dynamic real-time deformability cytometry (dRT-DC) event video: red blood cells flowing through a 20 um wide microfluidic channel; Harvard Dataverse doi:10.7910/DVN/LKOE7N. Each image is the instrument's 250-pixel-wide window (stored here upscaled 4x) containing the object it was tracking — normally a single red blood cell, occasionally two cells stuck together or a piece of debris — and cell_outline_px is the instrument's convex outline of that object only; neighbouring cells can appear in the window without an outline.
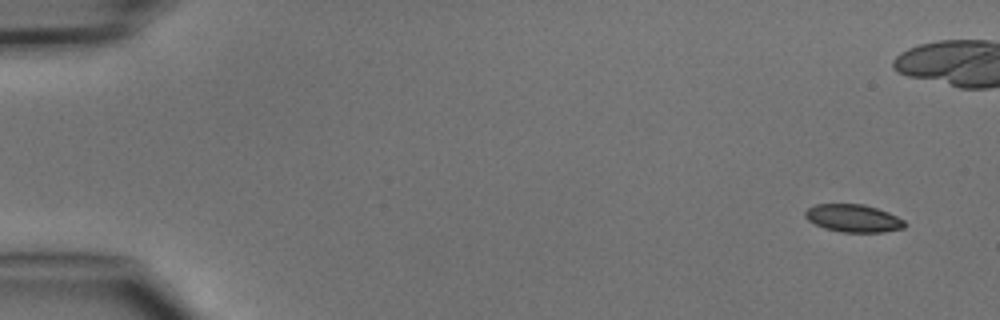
{"species": "common noctule bat (a hibernating species)", "species_latin": "Nyctalus noctula", "temperature_condition": "cold", "stored_images_in_passage": 7, "camera_frame_rate_fps": 3000, "um_per_image_px": 0.085, "animal": {"sex": "male", "body_mass_g": 15.6}, "frame": {"image": 1, "passage_image": 1, "time_ms": 0.0, "image_size_px": [1000, 320], "cell_outline_px": [[904, 228], [884, 232], [840, 232], [824, 228], [808, 220], [804, 216], [804, 212], [808, 208], [816, 204], [864, 204], [888, 212], [904, 220]], "centroid_in_image_um": [72.51, 18.55], "position_along_channel_um": 12.5, "area_um2": 16.01}}